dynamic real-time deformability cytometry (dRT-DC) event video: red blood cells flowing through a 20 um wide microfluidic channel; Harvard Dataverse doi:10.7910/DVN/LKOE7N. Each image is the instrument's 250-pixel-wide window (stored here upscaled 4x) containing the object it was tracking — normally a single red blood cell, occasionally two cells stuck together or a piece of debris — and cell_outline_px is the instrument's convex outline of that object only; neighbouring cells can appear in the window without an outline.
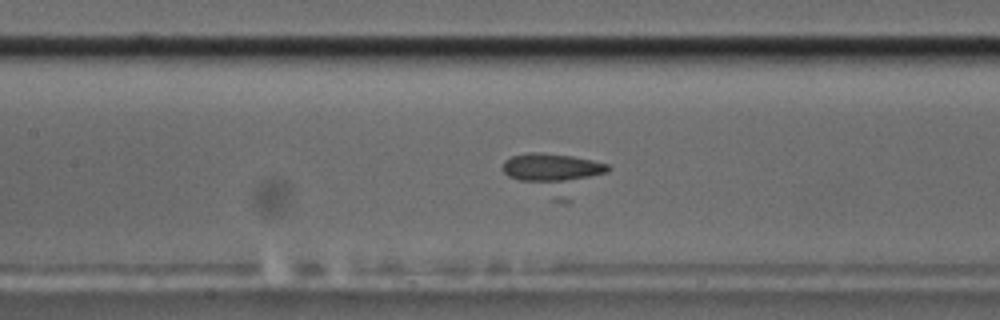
{"species": "common noctule bat (a hibernating species)", "species_latin": "Nyctalus noctula", "temperature_condition": "cold", "stored_images_in_passage": 48, "camera_frame_rate_fps": 3000, "um_per_image_px": 0.085, "animal": {"sex": "male", "body_mass_g": 17.5, "forearm_length_mm": 52.3}, "frame": {"image": 1, "passage_image": 25, "time_ms": 8.0, "image_size_px": [1000, 320], "cell_outline_px": [[612, 168], [608, 172], [556, 184], [552, 184], [520, 180], [508, 176], [504, 172], [504, 160], [512, 156], [528, 152], [540, 152], [572, 156], [592, 160], [608, 164]], "centroid_in_image_um": [46.9, 14.25], "position_along_channel_um": 160.5, "area_um2": 17.57}}
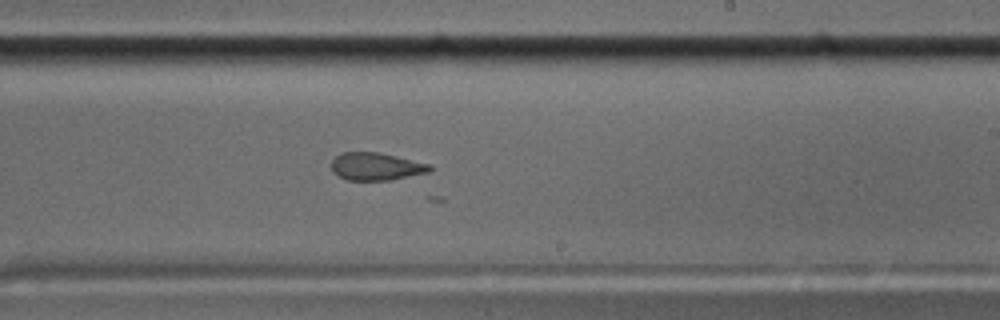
{"frame": {"image": 2, "passage_image": 33, "time_ms": 10.667, "image_size_px": [1000, 320], "cell_outline_px": [[432, 168], [428, 172], [388, 180], [348, 180], [332, 172], [332, 160], [340, 152], [376, 152], [396, 156], [432, 164]], "centroid_in_image_um": [31.96, 14.14], "position_along_channel_um": 257.0, "area_um2": 15.72}}
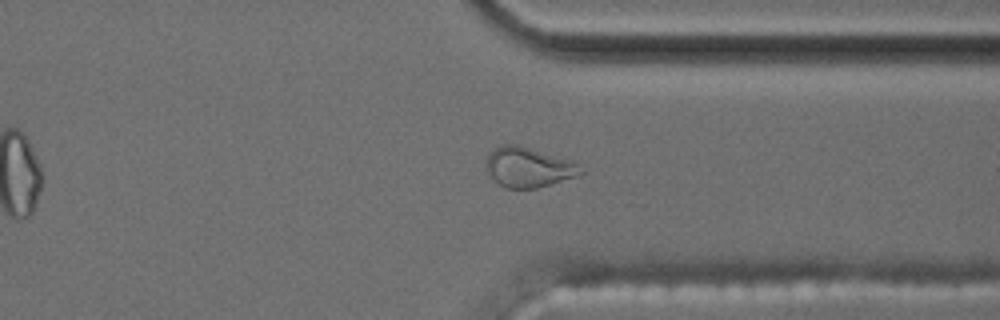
{"frame": {"image": 3, "passage_image": 42, "time_ms": 13.667, "image_size_px": [1000, 320], "cell_outline_px": [[584, 172], [580, 176], [536, 188], [504, 188], [488, 172], [488, 152], [504, 144], [520, 144], [572, 160]], "centroid_in_image_um": [44.97, 14.2], "position_along_channel_um": 366.4, "area_um2": 21.91}}